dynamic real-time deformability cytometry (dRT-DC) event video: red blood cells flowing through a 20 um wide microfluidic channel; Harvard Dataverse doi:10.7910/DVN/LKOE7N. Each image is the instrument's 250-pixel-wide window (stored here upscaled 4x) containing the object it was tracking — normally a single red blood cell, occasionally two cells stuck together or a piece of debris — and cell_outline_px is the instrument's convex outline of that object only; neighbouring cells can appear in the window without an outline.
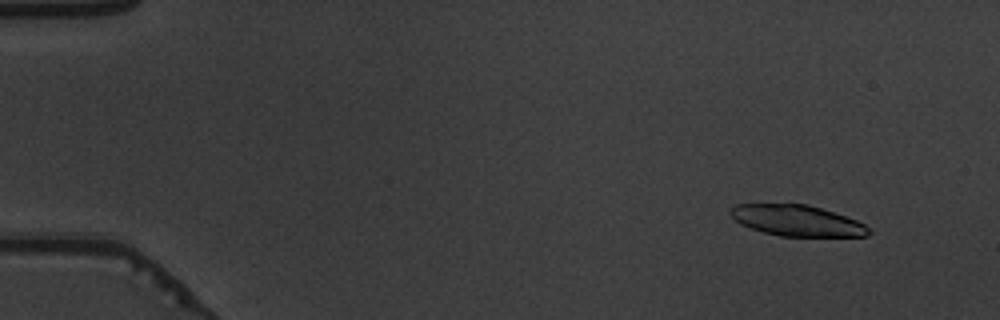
{"species": "common noctule bat (a hibernating species)", "species_latin": "Nyctalus noctula", "temperature_condition": "warm", "stored_images_in_passage": 24, "camera_frame_rate_fps": 3000, "um_per_image_px": 0.085, "animal": {"sex": "male", "body_mass_g": 19.5, "forearm_length_mm": 54.6}, "frame": {"image": 1, "passage_image": 1, "time_ms": 0.0, "image_size_px": [1000, 320], "cell_outline_px": [[872, 232], [868, 236], [780, 236], [764, 232], [740, 224], [728, 212], [736, 204], [808, 204], [856, 220], [864, 224]], "centroid_in_image_um": [67.74, 18.75], "position_along_channel_um": 17.3, "area_um2": 24.62}}